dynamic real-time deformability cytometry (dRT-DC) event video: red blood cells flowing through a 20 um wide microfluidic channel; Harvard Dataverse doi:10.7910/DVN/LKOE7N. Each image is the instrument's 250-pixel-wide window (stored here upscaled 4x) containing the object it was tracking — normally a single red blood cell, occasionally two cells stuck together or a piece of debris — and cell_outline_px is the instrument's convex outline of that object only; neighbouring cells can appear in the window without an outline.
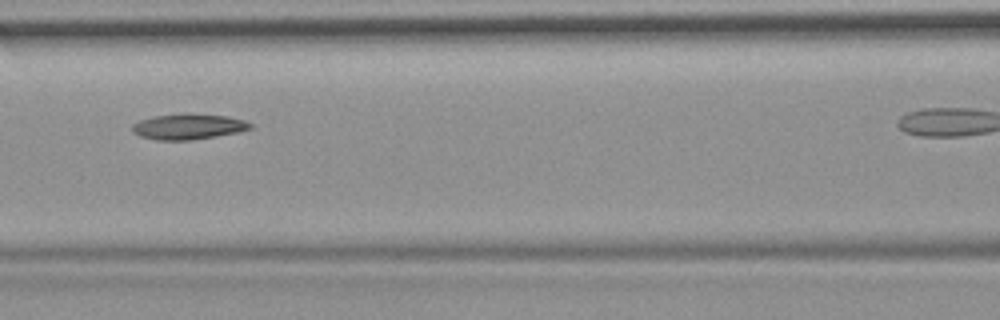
{"species": "common noctule bat (a hibernating species)", "species_latin": "Nyctalus noctula", "temperature_condition": "room temperature", "stored_images_in_passage": 7, "camera_frame_rate_fps": 3000, "um_per_image_px": 0.085, "animal": {"sex": "female", "body_mass_g": 19.9}, "frame": {"image": 1, "passage_image": 4, "time_ms": 1.0, "image_size_px": [1000, 320], "cell_outline_px": [[252, 128], [236, 132], [216, 136], [192, 140], [156, 140], [140, 136], [132, 132], [132, 124], [140, 120], [152, 116], [180, 112], [228, 116], [244, 120], [252, 124]], "centroid_in_image_um": [15.96, 10.74], "position_along_channel_um": 150.6, "area_um2": 17.86}}
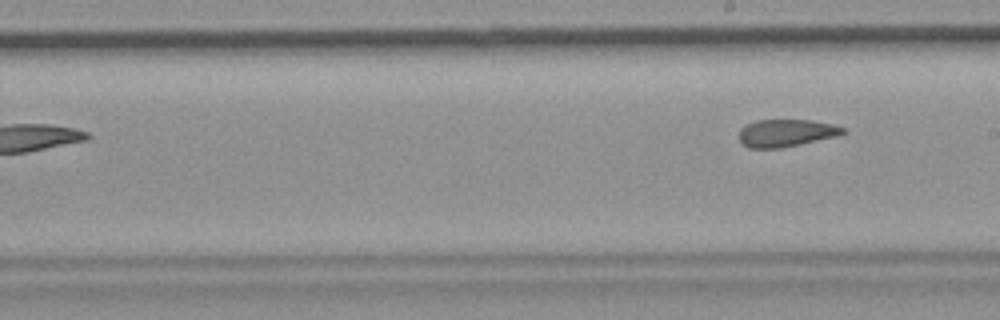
{"frame": {"image": 2, "passage_image": 7, "time_ms": 2.0, "image_size_px": [1000, 320], "cell_outline_px": [[848, 132], [836, 136], [800, 144], [780, 148], [748, 148], [740, 144], [740, 128], [756, 120], [812, 120], [832, 124], [844, 128]], "centroid_in_image_um": [66.81, 11.31], "position_along_channel_um": 222.2, "area_um2": 16.59}}